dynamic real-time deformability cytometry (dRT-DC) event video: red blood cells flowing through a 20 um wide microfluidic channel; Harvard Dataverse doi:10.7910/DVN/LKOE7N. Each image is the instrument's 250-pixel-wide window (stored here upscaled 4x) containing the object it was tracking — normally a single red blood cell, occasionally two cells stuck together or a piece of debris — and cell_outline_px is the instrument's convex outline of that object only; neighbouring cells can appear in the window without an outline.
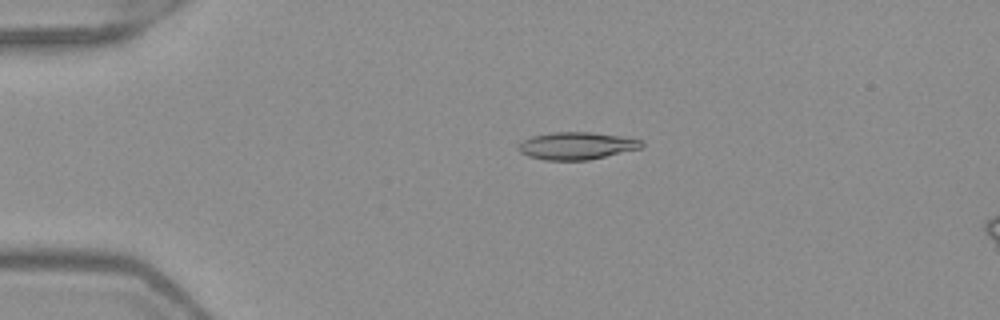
{"species": "Egyptian fruit bat (a non-hibernating species)", "species_latin": "Rousettus aegyptiacus", "temperature_condition": "warm", "stored_images_in_passage": 52, "camera_frame_rate_fps": 3000, "um_per_image_px": 0.085, "frame": {"image": 1, "passage_image": 12, "time_ms": 3.667, "image_size_px": [1000, 320], "cell_outline_px": [[644, 144], [640, 148], [588, 160], [544, 160], [528, 156], [520, 152], [516, 144], [520, 140], [532, 136], [552, 132], [592, 132], [620, 136], [644, 140]], "centroid_in_image_um": [48.96, 12.38], "position_along_channel_um": 36.0, "area_um2": 19.77}}
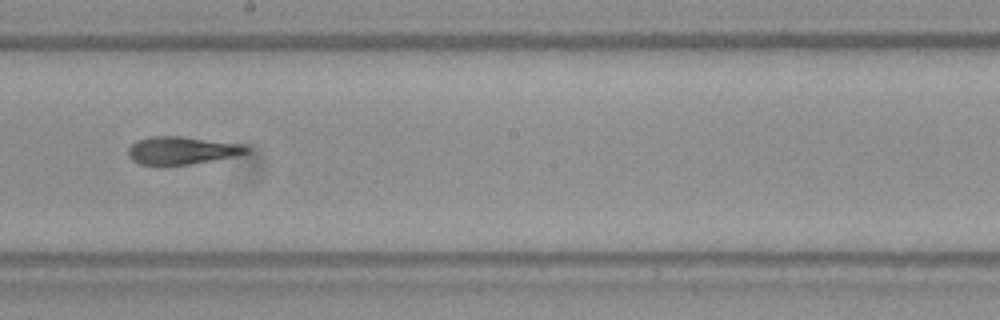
{"frame": {"image": 2, "passage_image": 30, "time_ms": 9.667, "image_size_px": [1000, 320], "cell_outline_px": [[248, 152], [232, 156], [212, 160], [188, 164], [160, 168], [140, 164], [132, 160], [128, 156], [128, 148], [136, 140], [148, 136], [180, 136], [240, 144], [248, 148]], "centroid_in_image_um": [15.31, 12.81], "position_along_channel_um": 232.9, "area_um2": 19.36}}
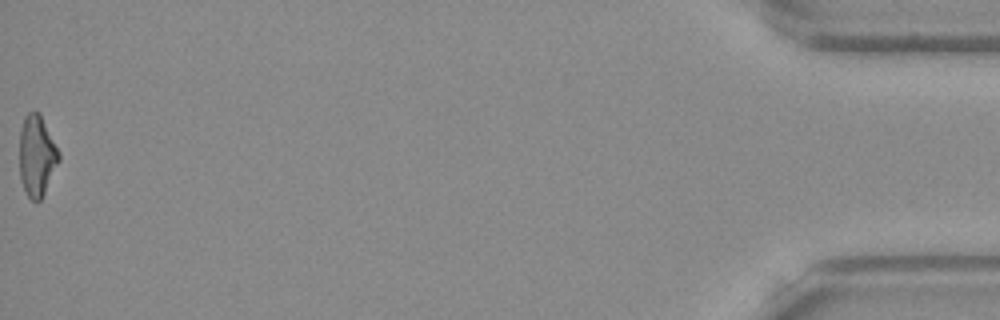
{"frame": {"image": 3, "passage_image": 52, "time_ms": 17.0, "image_size_px": [1000, 320], "cell_outline_px": [[60, 160], [40, 200], [36, 204], [28, 196], [24, 188], [20, 176], [20, 132], [24, 116], [28, 112], [40, 112], [60, 152]], "centroid_in_image_um": [3.14, 13.22], "position_along_channel_um": 432.1, "area_um2": 18.55}, "authors_computed_cell_mechanics": {"area_um2": 19.3919, "velocity_mm_per_s": 4.01, "shape_relaxation_time_tau1_ms": null, "shape_relaxation_time_tau2_ms": 1.956, "deformation_change_tau1": null, "deformation_change_tau2": 0.1103}}